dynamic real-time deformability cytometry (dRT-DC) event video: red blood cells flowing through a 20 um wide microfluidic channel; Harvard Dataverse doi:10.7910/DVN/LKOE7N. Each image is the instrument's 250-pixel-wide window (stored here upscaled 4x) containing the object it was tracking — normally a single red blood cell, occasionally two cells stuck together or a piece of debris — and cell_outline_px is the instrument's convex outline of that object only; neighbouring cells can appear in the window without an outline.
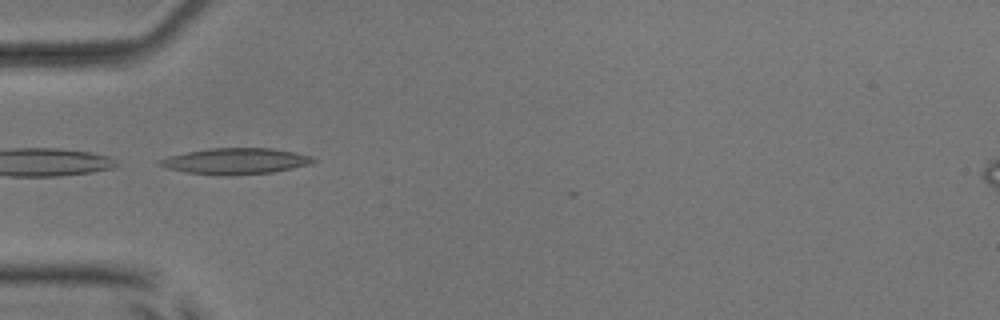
{"species": "common noctule bat (a hibernating species)", "species_latin": "Nyctalus noctula", "temperature_condition": "room temperature", "stored_images_in_passage": 4, "camera_frame_rate_fps": 3000, "um_per_image_px": 0.085, "animal": {"sex": "male", "body_mass_g": 17.9, "forearm_length_mm": 54.2}, "frame": {"image": 1, "passage_image": 1, "time_ms": 0.0, "image_size_px": [1000, 320], "cell_outline_px": [[316, 160], [312, 164], [272, 172], [188, 172], [164, 168], [156, 164], [156, 160], [168, 156], [208, 148], [272, 148], [296, 152], [312, 156]], "centroid_in_image_um": [20.03, 13.63], "position_along_channel_um": 65.0, "area_um2": 22.25}}